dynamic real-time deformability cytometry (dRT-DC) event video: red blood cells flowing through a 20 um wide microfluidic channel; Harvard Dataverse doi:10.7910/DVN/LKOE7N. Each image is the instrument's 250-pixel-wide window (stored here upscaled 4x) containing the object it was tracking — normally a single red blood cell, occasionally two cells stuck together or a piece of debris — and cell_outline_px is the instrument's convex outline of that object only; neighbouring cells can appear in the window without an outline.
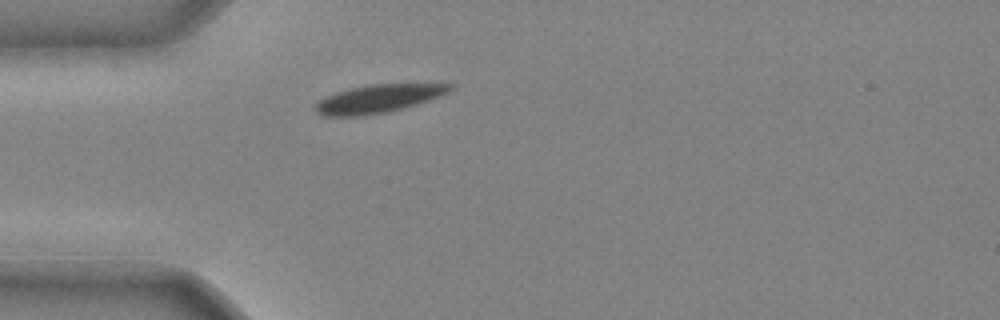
{"species": "common noctule bat (a hibernating species)", "species_latin": "Nyctalus noctula", "temperature_condition": "cold", "stored_images_in_passage": 26, "camera_frame_rate_fps": 3000, "um_per_image_px": 0.085, "animal": {"sex": "male", "body_mass_g": 20.4}, "frame": {"image": 1, "passage_image": 1, "time_ms": 0.0, "image_size_px": [1000, 320], "cell_outline_px": [[456, 84], [448, 92], [440, 96], [416, 104], [388, 112], [356, 116], [324, 116], [316, 112], [316, 104], [320, 100], [336, 92], [368, 84]], "centroid_in_image_um": [32.16, 8.39], "position_along_channel_um": 52.8, "area_um2": 21.68}}
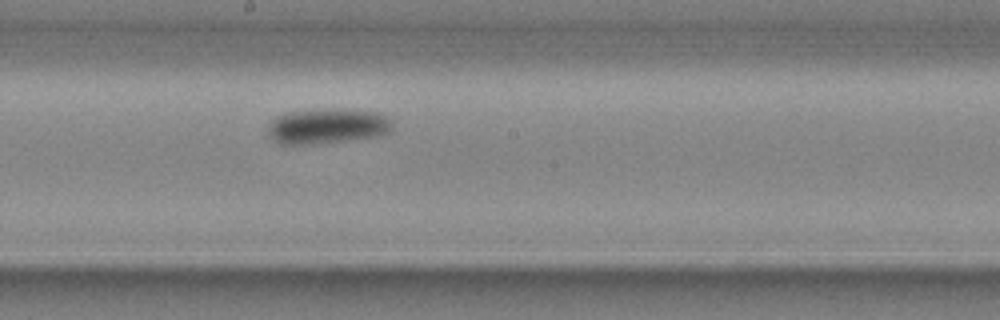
{"frame": {"image": 2, "passage_image": 13, "time_ms": 4.0, "image_size_px": [1000, 320], "cell_outline_px": [[392, 132], [384, 136], [316, 144], [280, 144], [272, 140], [268, 136], [268, 124], [272, 120], [288, 112], [320, 108], [344, 108], [380, 112], [392, 124]], "centroid_in_image_um": [27.85, 10.72], "position_along_channel_um": 220.3, "area_um2": 26.24}}
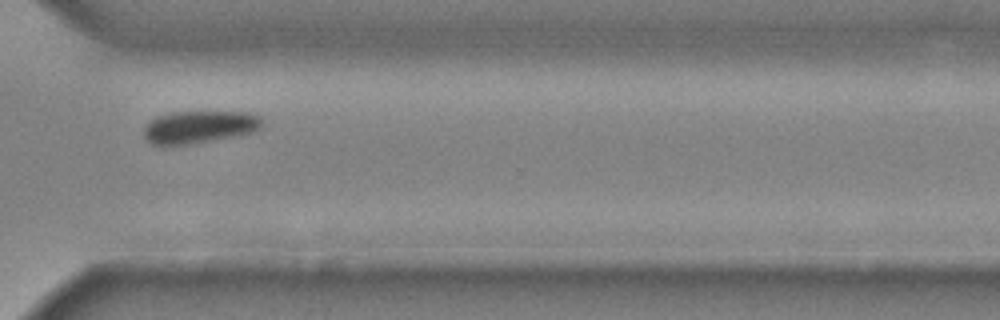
{"frame": {"image": 3, "passage_image": 22, "time_ms": 7.0, "image_size_px": [1000, 320], "cell_outline_px": [[260, 128], [256, 132], [192, 144], [152, 144], [144, 136], [144, 128], [156, 116], [168, 112], [252, 112], [260, 116]], "centroid_in_image_um": [16.97, 10.78], "position_along_channel_um": 353.6, "area_um2": 22.25}}